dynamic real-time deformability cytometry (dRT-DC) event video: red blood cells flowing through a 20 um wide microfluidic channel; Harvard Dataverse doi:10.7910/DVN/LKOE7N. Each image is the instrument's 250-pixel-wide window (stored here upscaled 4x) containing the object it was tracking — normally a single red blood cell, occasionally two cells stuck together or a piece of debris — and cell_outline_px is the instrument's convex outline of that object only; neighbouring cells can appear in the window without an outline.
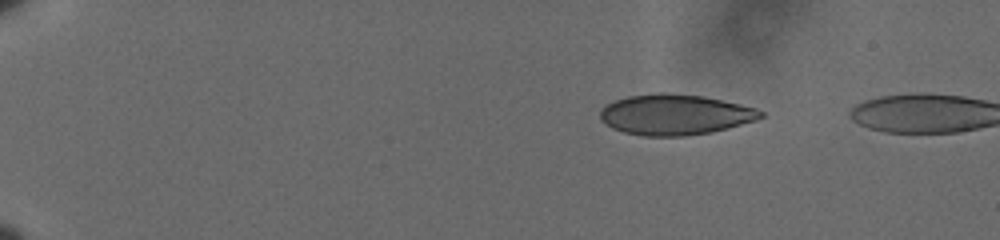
{"species": "human", "species_latin": "Homo sapiens", "temperature_condition": "cold", "stored_images_in_passage": 3, "camera_frame_rate_fps": 3000, "um_per_image_px": 0.085, "donor": {"sex": "male"}, "frame": {"image": 1, "passage_image": 1, "time_ms": 0.0, "image_size_px": [1000, 240], "cell_outline_px": [[764, 116], [756, 120], [728, 128], [712, 132], [684, 136], [644, 136], [624, 132], [612, 128], [604, 124], [600, 120], [600, 108], [616, 100], [628, 96], [660, 92], [664, 92], [704, 96], [740, 104], [756, 108], [764, 112]], "centroid_in_image_um": [57.37, 9.74], "position_along_channel_um": 27.6, "area_um2": 38.09}}